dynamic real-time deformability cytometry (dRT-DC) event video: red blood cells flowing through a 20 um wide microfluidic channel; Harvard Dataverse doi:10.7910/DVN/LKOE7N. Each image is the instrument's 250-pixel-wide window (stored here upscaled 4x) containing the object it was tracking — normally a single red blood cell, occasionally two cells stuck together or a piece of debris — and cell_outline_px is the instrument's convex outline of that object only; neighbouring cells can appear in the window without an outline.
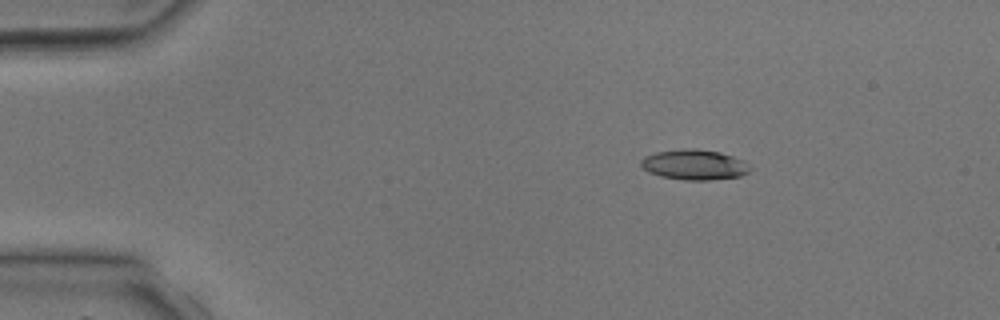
{"species": "common noctule bat (a hibernating species)", "species_latin": "Nyctalus noctula", "temperature_condition": "room temperature", "stored_images_in_passage": 2, "camera_frame_rate_fps": 3000, "um_per_image_px": 0.085, "animal": {"sex": "male", "body_mass_g": 17.9, "forearm_length_mm": 54.2}, "frame": {"image": 1, "passage_image": 1, "time_ms": 0.0, "image_size_px": [1000, 320], "cell_outline_px": [[752, 168], [748, 172], [740, 176], [708, 180], [684, 180], [660, 176], [648, 172], [640, 164], [640, 160], [644, 156], [656, 152], [680, 148], [696, 148], [720, 152], [744, 160]], "centroid_in_image_um": [59.01, 13.99], "position_along_channel_um": 26.0, "area_um2": 19.42}}